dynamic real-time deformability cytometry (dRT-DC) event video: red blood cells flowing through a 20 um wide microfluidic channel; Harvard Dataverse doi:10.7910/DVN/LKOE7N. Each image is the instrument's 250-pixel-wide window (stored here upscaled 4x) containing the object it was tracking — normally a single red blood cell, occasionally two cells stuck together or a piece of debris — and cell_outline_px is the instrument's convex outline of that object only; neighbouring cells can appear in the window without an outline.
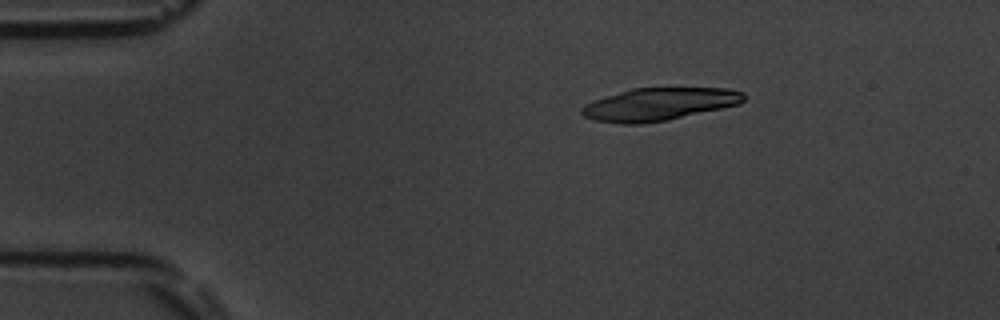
{"species": "common noctule bat (a hibernating species)", "species_latin": "Nyctalus noctula", "temperature_condition": "room temperature", "stored_images_in_passage": 18, "camera_frame_rate_fps": 3000, "um_per_image_px": 0.085, "animal": {"sex": "male", "body_mass_g": 19.5, "forearm_length_mm": 54.6}, "frame": {"image": 1, "passage_image": 2, "time_ms": 0.333, "image_size_px": [1000, 320], "cell_outline_px": [[744, 100], [740, 104], [668, 120], [640, 124], [620, 124], [596, 120], [584, 116], [580, 112], [580, 108], [584, 104], [632, 88], [728, 88], [744, 92]], "centroid_in_image_um": [56.04, 8.86], "position_along_channel_um": 29.0, "area_um2": 30.69}}